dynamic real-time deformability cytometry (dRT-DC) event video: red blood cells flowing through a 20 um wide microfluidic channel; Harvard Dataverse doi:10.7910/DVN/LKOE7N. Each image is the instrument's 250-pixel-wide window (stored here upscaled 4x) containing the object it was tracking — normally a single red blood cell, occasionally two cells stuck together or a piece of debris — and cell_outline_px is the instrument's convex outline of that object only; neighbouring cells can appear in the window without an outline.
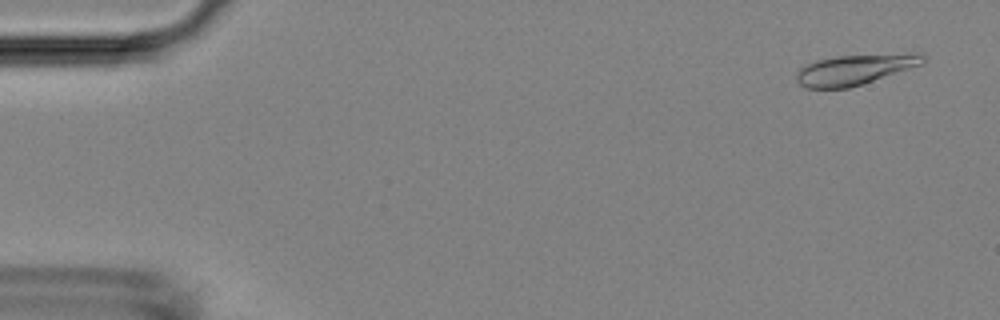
{"species": "Egyptian fruit bat (a non-hibernating species)", "species_latin": "Rousettus aegyptiacus", "temperature_condition": "room temperature", "stored_images_in_passage": 4, "camera_frame_rate_fps": 3000, "um_per_image_px": 0.085, "animal": {"sex": "female"}, "frame": {"image": 1, "passage_image": 1, "time_ms": 0.0, "image_size_px": [1000, 320], "cell_outline_px": [[924, 64], [848, 88], [804, 88], [796, 80], [796, 72], [800, 68], [816, 60], [836, 56], [912, 52], [920, 52], [924, 56]], "centroid_in_image_um": [72.69, 5.89], "position_along_channel_um": 12.3, "area_um2": 22.54}}
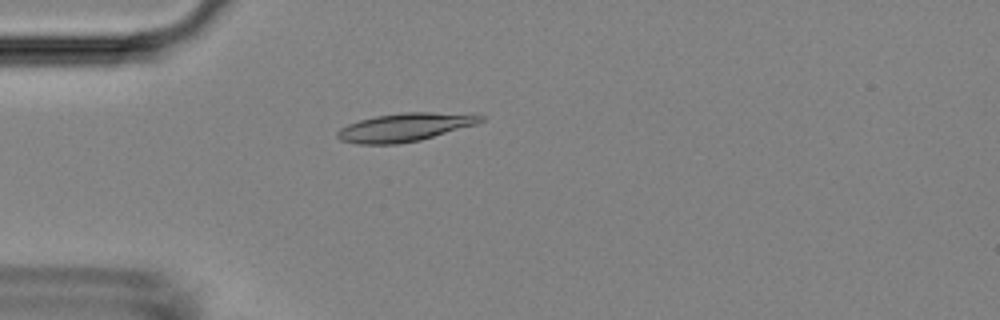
{"frame": {"image": 2, "passage_image": 4, "time_ms": 3.667, "image_size_px": [1000, 320], "cell_outline_px": [[484, 120], [476, 124], [420, 140], [400, 144], [356, 144], [340, 140], [336, 136], [336, 132], [340, 128], [348, 124], [360, 120], [376, 116], [404, 112], [432, 112], [484, 116]], "centroid_in_image_um": [34.34, 10.83], "position_along_channel_um": 50.7, "area_um2": 23.35}}